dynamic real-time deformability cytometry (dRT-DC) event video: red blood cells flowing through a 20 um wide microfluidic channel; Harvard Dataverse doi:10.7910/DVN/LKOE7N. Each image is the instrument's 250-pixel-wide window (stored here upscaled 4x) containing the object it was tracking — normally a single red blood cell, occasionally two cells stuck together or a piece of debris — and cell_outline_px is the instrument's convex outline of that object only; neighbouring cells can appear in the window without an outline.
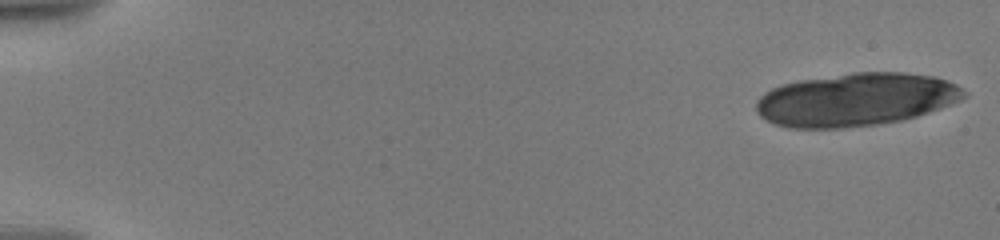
{"species": "human", "species_latin": "Homo sapiens", "temperature_condition": "warm", "stored_images_in_passage": 26, "camera_frame_rate_fps": 3000, "um_per_image_px": 0.085, "donor": {"sex": "male"}, "frame": {"image": 1, "passage_image": 1, "time_ms": 0.0, "image_size_px": [1000, 240], "cell_outline_px": [[968, 96], [960, 100], [940, 108], [916, 116], [900, 120], [876, 124], [844, 128], [788, 128], [776, 124], [760, 116], [756, 112], [756, 100], [764, 92], [772, 88], [784, 84], [800, 80], [852, 72], [904, 72], [936, 76], [948, 80], [956, 84], [968, 92]], "centroid_in_image_um": [72.77, 8.45], "position_along_channel_um": 12.2, "area_um2": 64.39}}